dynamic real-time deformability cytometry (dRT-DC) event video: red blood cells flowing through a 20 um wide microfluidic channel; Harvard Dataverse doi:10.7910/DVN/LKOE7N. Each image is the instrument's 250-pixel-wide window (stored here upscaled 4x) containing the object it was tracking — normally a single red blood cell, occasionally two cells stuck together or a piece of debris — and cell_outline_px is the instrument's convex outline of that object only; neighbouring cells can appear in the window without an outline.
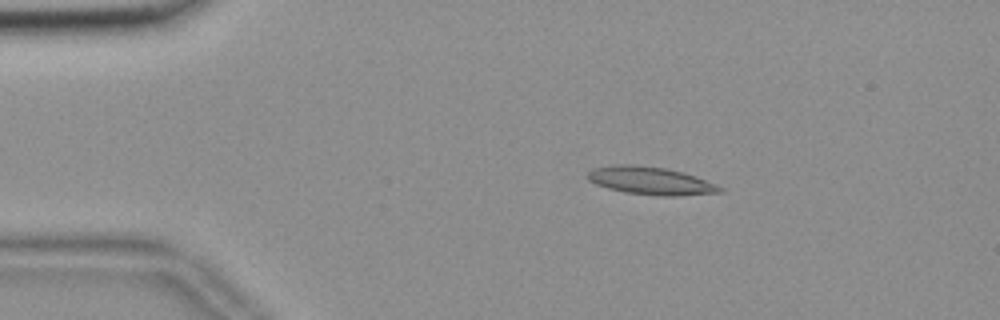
{"species": "common noctule bat (a hibernating species)", "species_latin": "Nyctalus noctula", "temperature_condition": "room temperature", "stored_images_in_passage": 55, "camera_frame_rate_fps": 3000, "um_per_image_px": 0.085, "animal": {"sex": "female", "body_mass_g": 18.4}, "frame": {"image": 1, "passage_image": 10, "time_ms": 3.0, "image_size_px": [1000, 320], "cell_outline_px": [[724, 192], [676, 196], [664, 196], [624, 192], [608, 188], [596, 184], [588, 180], [588, 172], [592, 168], [612, 164], [632, 164], [664, 168], [684, 172], [724, 188]], "centroid_in_image_um": [55.27, 15.36], "position_along_channel_um": 29.7, "area_um2": 21.39}}
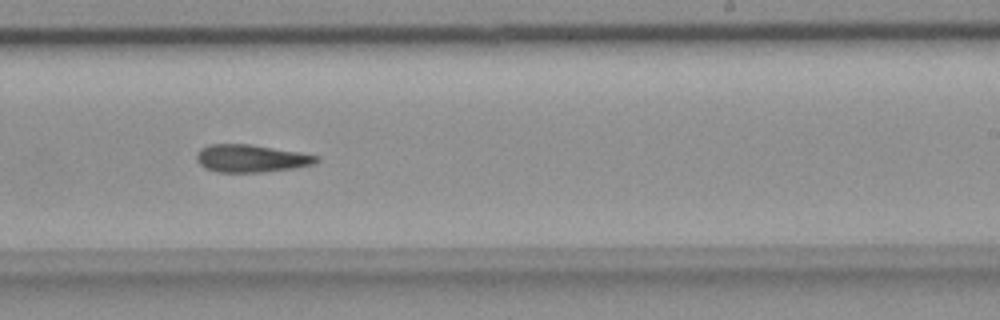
{"frame": {"image": 2, "passage_image": 34, "time_ms": 11.0, "image_size_px": [1000, 320], "cell_outline_px": [[320, 160], [312, 164], [292, 168], [264, 172], [216, 172], [204, 168], [196, 160], [196, 156], [200, 148], [208, 144], [248, 144], [300, 152], [320, 156]], "centroid_in_image_um": [21.31, 13.46], "position_along_channel_um": 267.7, "area_um2": 19.31}}
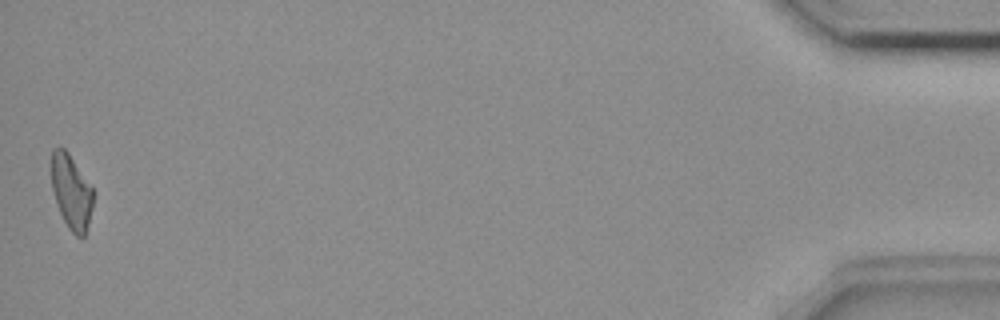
{"frame": {"image": 3, "passage_image": 55, "time_ms": 18.0, "image_size_px": [1000, 320], "cell_outline_px": [[92, 208], [88, 224], [84, 236], [76, 236], [68, 228], [56, 204], [52, 188], [52, 148], [64, 148], [68, 152], [92, 188]], "centroid_in_image_um": [6.05, 16.31], "position_along_channel_um": 429.2, "area_um2": 17.69}}